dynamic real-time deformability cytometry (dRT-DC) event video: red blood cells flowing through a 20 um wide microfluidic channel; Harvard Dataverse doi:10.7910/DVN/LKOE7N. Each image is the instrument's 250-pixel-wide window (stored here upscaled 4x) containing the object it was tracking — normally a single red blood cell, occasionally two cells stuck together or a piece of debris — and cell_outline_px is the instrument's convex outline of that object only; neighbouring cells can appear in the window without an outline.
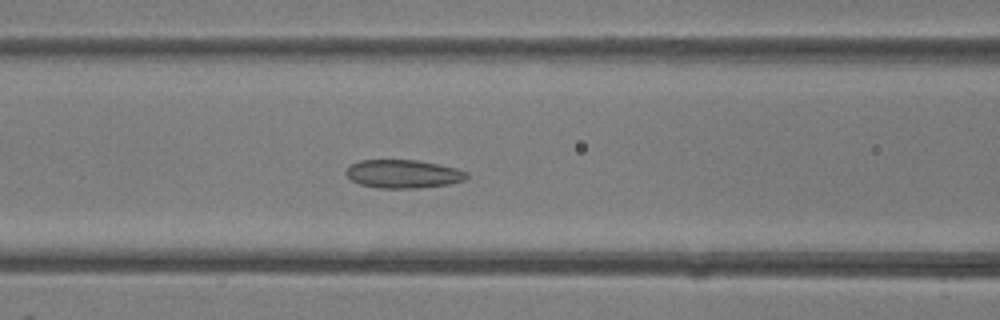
{"species": "common noctule bat (a hibernating species)", "species_latin": "Nyctalus noctula", "temperature_condition": "room temperature", "stored_images_in_passage": 22, "camera_frame_rate_fps": 3000, "um_per_image_px": 0.085, "animal": {"sex": "female"}, "frame": {"image": 1, "passage_image": 5, "time_ms": 1.333, "image_size_px": [1000, 320], "cell_outline_px": [[468, 176], [464, 180], [448, 184], [420, 188], [380, 188], [360, 184], [352, 180], [344, 172], [348, 164], [360, 160], [416, 160], [440, 164], [456, 168], [468, 172]], "centroid_in_image_um": [34.25, 14.77], "position_along_channel_um": 132.3, "area_um2": 20.06}}
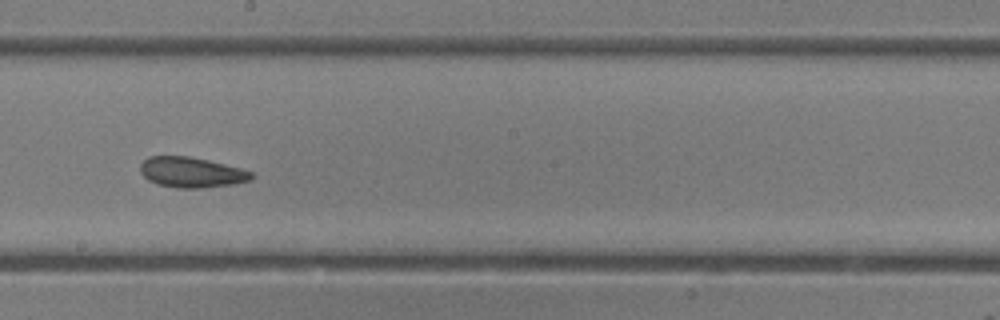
{"frame": {"image": 2, "passage_image": 11, "time_ms": 3.333, "image_size_px": [1000, 320], "cell_outline_px": [[256, 176], [252, 180], [232, 184], [204, 188], [176, 188], [156, 184], [148, 180], [140, 172], [140, 164], [148, 156], [188, 156], [208, 160], [240, 168], [252, 172]], "centroid_in_image_um": [16.27, 14.65], "position_along_channel_um": 231.9, "area_um2": 19.83}}
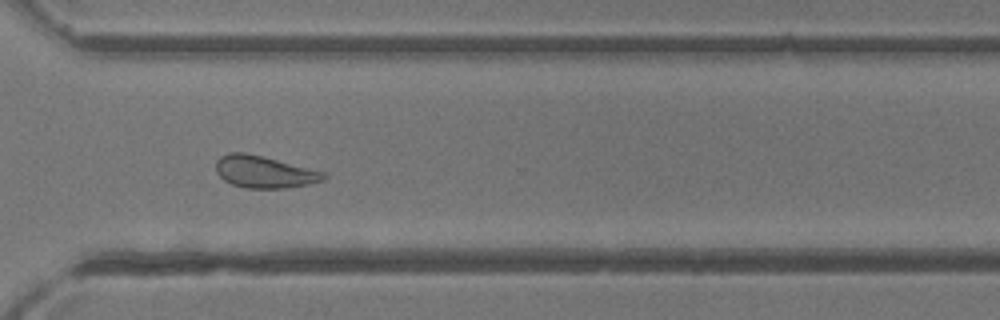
{"frame": {"image": 3, "passage_image": 18, "time_ms": 5.667, "image_size_px": [1000, 320], "cell_outline_px": [[328, 176], [324, 180], [308, 184], [284, 188], [244, 188], [232, 184], [224, 180], [216, 172], [216, 160], [220, 156], [228, 152], [244, 152], [264, 156], [324, 172]], "centroid_in_image_um": [22.43, 14.6], "position_along_channel_um": 348.2, "area_um2": 20.17}}